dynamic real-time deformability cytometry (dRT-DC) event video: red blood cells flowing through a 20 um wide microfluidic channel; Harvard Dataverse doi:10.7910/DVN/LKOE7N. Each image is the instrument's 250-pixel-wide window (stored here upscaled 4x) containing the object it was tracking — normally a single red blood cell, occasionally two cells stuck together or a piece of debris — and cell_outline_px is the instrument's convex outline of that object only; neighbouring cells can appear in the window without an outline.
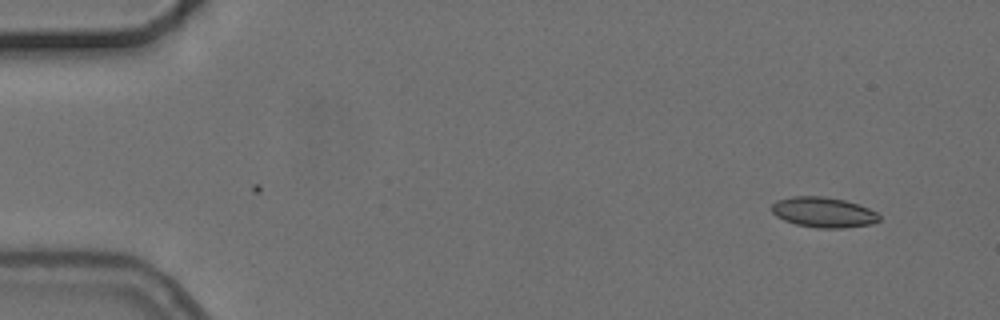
{"species": "common noctule bat (a hibernating species)", "species_latin": "Nyctalus noctula", "temperature_condition": "cold", "stored_images_in_passage": 2, "camera_frame_rate_fps": 3000, "um_per_image_px": 0.085, "animal": {"sex": "female", "body_mass_g": 24.6, "forearm_length_mm": 56.2}, "frame": {"image": 1, "passage_image": 2, "time_ms": 1.0, "image_size_px": [1000, 320], "cell_outline_px": [[880, 220], [872, 224], [844, 228], [820, 228], [796, 224], [784, 220], [776, 216], [772, 212], [772, 204], [776, 200], [792, 196], [824, 196], [844, 200], [868, 208], [876, 212], [880, 216]], "centroid_in_image_um": [69.98, 18.04], "position_along_channel_um": 15.0, "area_um2": 18.96}}